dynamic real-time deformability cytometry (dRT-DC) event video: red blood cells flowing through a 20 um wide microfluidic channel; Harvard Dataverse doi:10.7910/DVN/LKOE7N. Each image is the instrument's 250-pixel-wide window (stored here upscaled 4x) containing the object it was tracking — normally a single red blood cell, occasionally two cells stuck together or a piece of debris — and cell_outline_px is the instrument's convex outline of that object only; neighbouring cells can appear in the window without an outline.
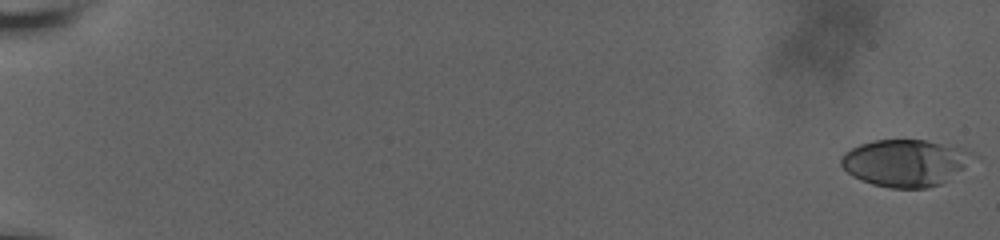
{"species": "human", "species_latin": "Homo sapiens", "temperature_condition": "room temperature", "stored_images_in_passage": 47, "camera_frame_rate_fps": 3000, "um_per_image_px": 0.085, "donor": {"sex": "male"}, "frame": {"image": 1, "passage_image": 1, "time_ms": 0.0, "image_size_px": [1000, 240], "cell_outline_px": [[980, 156], [964, 168], [940, 184], [928, 188], [892, 188], [872, 184], [860, 180], [852, 176], [840, 164], [840, 156], [844, 152], [860, 144], [872, 140], [924, 140], [972, 152]], "centroid_in_image_um": [76.92, 13.85], "position_along_channel_um": 8.1, "area_um2": 35.95}}
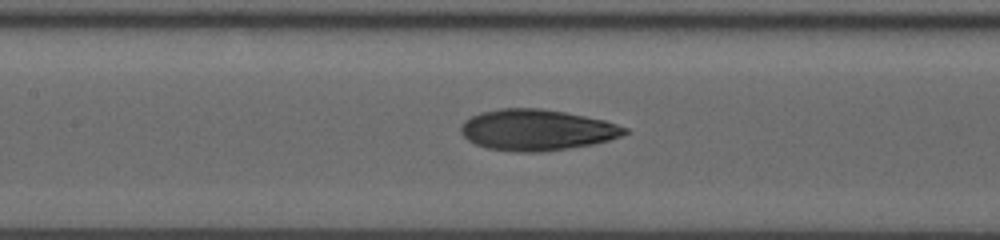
{"frame": {"image": 2, "passage_image": 31, "time_ms": 10.333, "image_size_px": [1000, 240], "cell_outline_px": [[632, 132], [608, 140], [592, 144], [568, 148], [540, 152], [516, 152], [488, 148], [476, 144], [468, 140], [460, 132], [460, 124], [464, 120], [480, 112], [500, 108], [540, 108], [564, 112], [604, 120], [628, 128]], "centroid_in_image_um": [45.61, 11.04], "position_along_channel_um": 161.8, "area_um2": 39.19}}
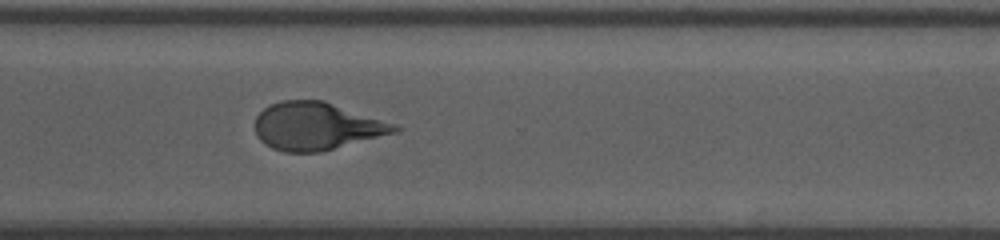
{"frame": {"image": 3, "passage_image": 46, "time_ms": 15.333, "image_size_px": [1000, 240], "cell_outline_px": [[400, 132], [320, 152], [284, 152], [272, 148], [260, 140], [256, 132], [256, 116], [268, 104], [280, 100], [324, 100], [396, 124], [400, 128]], "centroid_in_image_um": [26.93, 10.72], "position_along_channel_um": 343.7, "area_um2": 38.96}}